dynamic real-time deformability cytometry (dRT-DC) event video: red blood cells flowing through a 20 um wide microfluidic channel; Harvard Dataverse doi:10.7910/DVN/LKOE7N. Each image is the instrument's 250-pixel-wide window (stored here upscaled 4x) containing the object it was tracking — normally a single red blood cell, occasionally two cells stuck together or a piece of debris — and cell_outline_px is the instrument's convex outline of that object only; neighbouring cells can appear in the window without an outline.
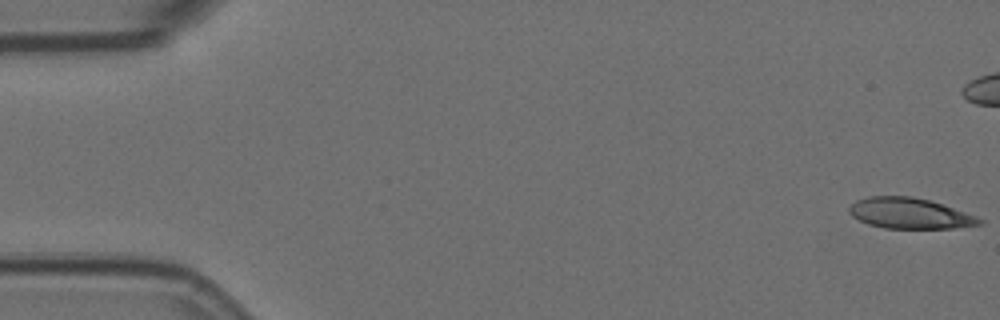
{"species": "Egyptian fruit bat (a non-hibernating species)", "species_latin": "Rousettus aegyptiacus", "temperature_condition": "room temperature", "stored_images_in_passage": 46, "camera_frame_rate_fps": 3000, "um_per_image_px": 0.085, "animal": {"sex": "female"}, "frame": {"image": 1, "passage_image": 1, "time_ms": 0.0, "image_size_px": [1000, 320], "cell_outline_px": [[984, 224], [952, 228], [884, 228], [868, 224], [852, 216], [848, 212], [848, 208], [856, 200], [868, 196], [912, 196], [944, 204], [976, 216], [984, 220]], "centroid_in_image_um": [77.33, 18.13], "position_along_channel_um": 7.7, "area_um2": 23.35}}
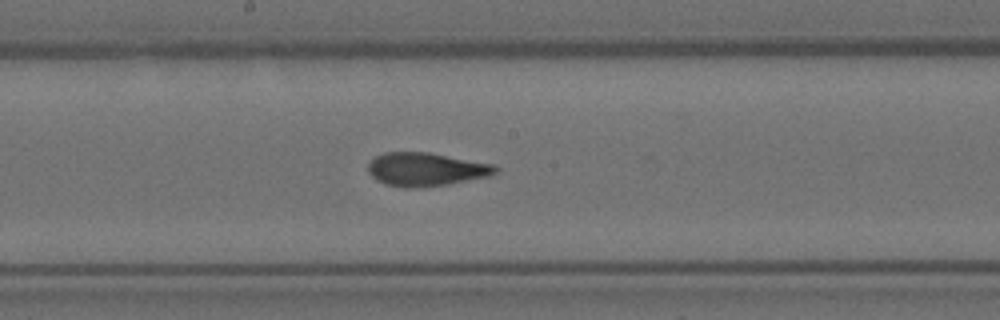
{"frame": {"image": 2, "passage_image": 30, "time_ms": 9.667, "image_size_px": [1000, 320], "cell_outline_px": [[500, 168], [496, 172], [488, 176], [448, 184], [408, 188], [404, 188], [384, 184], [376, 180], [368, 172], [368, 164], [376, 156], [384, 152], [428, 152], [492, 164]], "centroid_in_image_um": [36.17, 14.39], "position_along_channel_um": 212.0, "area_um2": 24.62}}
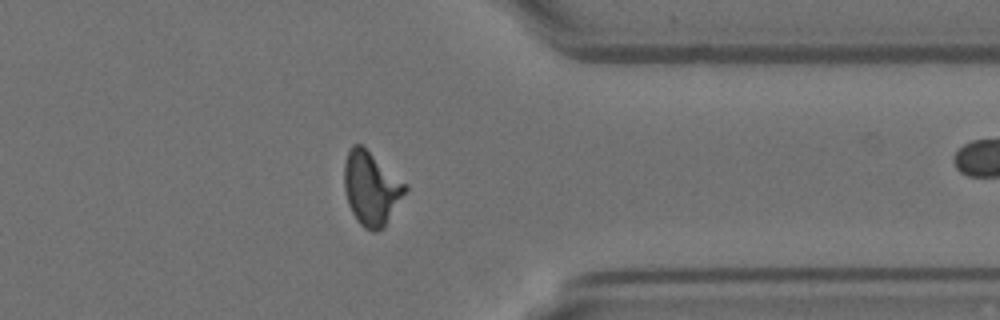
{"frame": {"image": 3, "passage_image": 45, "time_ms": 14.667, "image_size_px": [1000, 320], "cell_outline_px": [[408, 188], [384, 228], [376, 232], [372, 232], [364, 228], [356, 220], [348, 204], [344, 188], [344, 164], [348, 148], [352, 144], [360, 144], [408, 184]], "centroid_in_image_um": [31.55, 16.02], "position_along_channel_um": 379.9, "area_um2": 26.3}}